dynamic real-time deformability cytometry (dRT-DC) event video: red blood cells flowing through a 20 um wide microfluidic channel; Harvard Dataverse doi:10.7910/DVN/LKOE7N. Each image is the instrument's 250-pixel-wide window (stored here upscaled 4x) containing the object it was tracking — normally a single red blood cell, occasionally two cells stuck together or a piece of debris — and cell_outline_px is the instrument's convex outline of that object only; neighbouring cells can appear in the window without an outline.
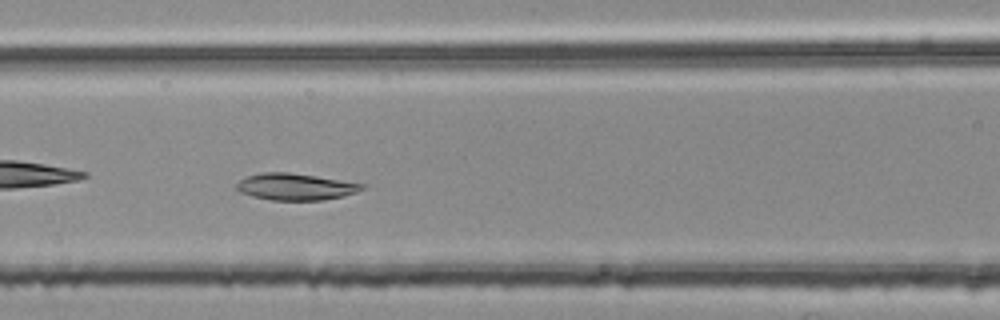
{"species": "common noctule bat (a hibernating species)", "species_latin": "Nyctalus noctula", "temperature_condition": "room temperature", "stored_images_in_passage": 42, "camera_frame_rate_fps": 3000, "um_per_image_px": 0.085, "animal": {"sex": "female", "body_mass_g": 25.1}, "frame": {"image": 1, "passage_image": 18, "time_ms": 5.667, "image_size_px": [1000, 320], "cell_outline_px": [[368, 188], [344, 196], [324, 200], [272, 200], [252, 196], [240, 192], [236, 188], [236, 184], [240, 180], [248, 176], [260, 172], [288, 172], [316, 176], [368, 184]], "centroid_in_image_um": [25.17, 15.87], "position_along_channel_um": 141.4, "area_um2": 19.71}}
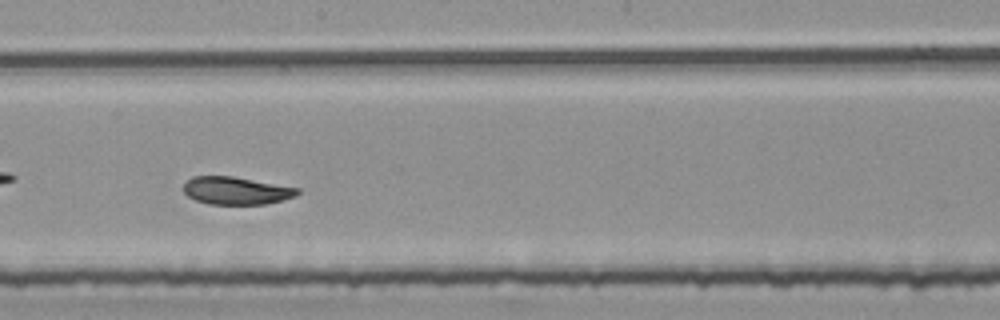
{"frame": {"image": 2, "passage_image": 25, "time_ms": 8.0, "image_size_px": [1000, 320], "cell_outline_px": [[300, 192], [296, 196], [284, 200], [264, 204], [208, 204], [196, 200], [188, 196], [184, 192], [184, 184], [192, 176], [232, 176], [300, 188]], "centroid_in_image_um": [20.1, 16.2], "position_along_channel_um": 228.1, "area_um2": 18.38}}
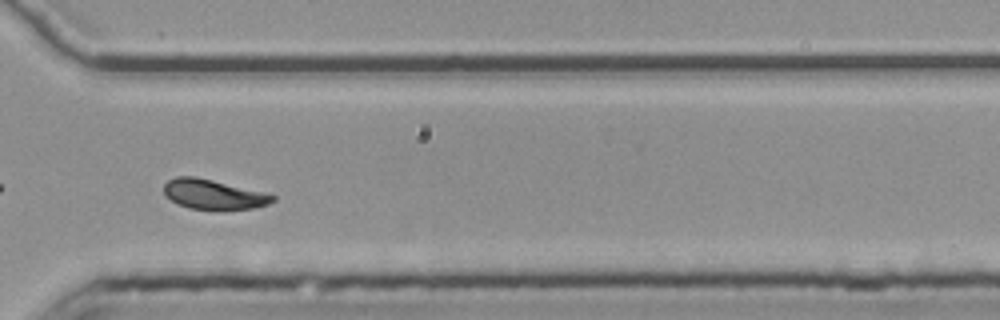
{"frame": {"image": 3, "passage_image": 35, "time_ms": 11.333, "image_size_px": [1000, 320], "cell_outline_px": [[276, 200], [268, 204], [252, 208], [224, 212], [188, 208], [176, 204], [164, 196], [164, 184], [168, 180], [176, 176], [196, 176], [268, 192], [276, 196]], "centroid_in_image_um": [18.17, 16.55], "position_along_channel_um": 352.4, "area_um2": 19.88}, "authors_computed_cell_mechanics": {"area_um2": 19.6809, "velocity_mm_per_s": 3.7336, "shape_relaxation_time_tau1_ms": 11.1263, "shape_relaxation_time_tau2_ms": 3.6084, "deformation_change_tau1": 0.2092, "deformation_change_tau2": 0.0429}}